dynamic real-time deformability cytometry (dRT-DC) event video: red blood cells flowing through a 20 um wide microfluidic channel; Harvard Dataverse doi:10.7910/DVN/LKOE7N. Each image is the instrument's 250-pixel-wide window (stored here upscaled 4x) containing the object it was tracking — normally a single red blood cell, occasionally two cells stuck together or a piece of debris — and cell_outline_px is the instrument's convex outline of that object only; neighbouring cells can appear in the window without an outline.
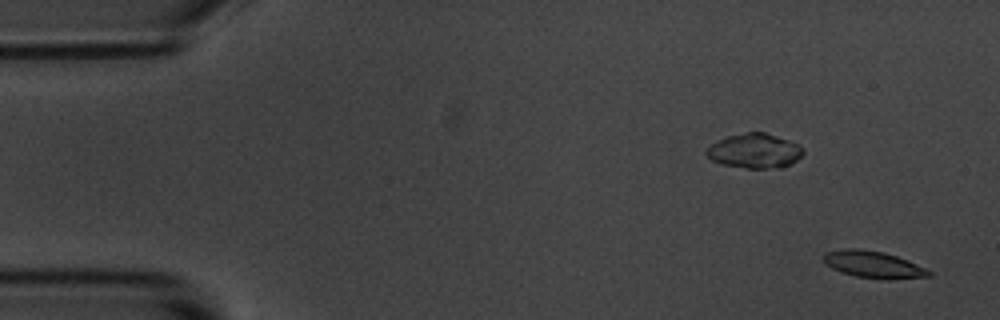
{"species": "common noctule bat (a hibernating species)", "species_latin": "Nyctalus noctula", "temperature_condition": "room temperature", "stored_images_in_passage": 10, "camera_frame_rate_fps": 3000, "um_per_image_px": 0.085, "animal": {"sex": "male", "body_mass_g": 20.1, "forearm_length_mm": 53.5}, "frame": {"image": 1, "passage_image": 1, "time_ms": 0.0, "image_size_px": [1000, 320], "cell_outline_px": [[932, 276], [856, 276], [840, 272], [824, 264], [820, 256], [824, 252], [844, 248], [860, 248], [884, 252], [896, 256], [916, 264], [932, 272]], "centroid_in_image_um": [74.04, 22.4], "position_along_channel_um": 11.0, "area_um2": 15.66}}
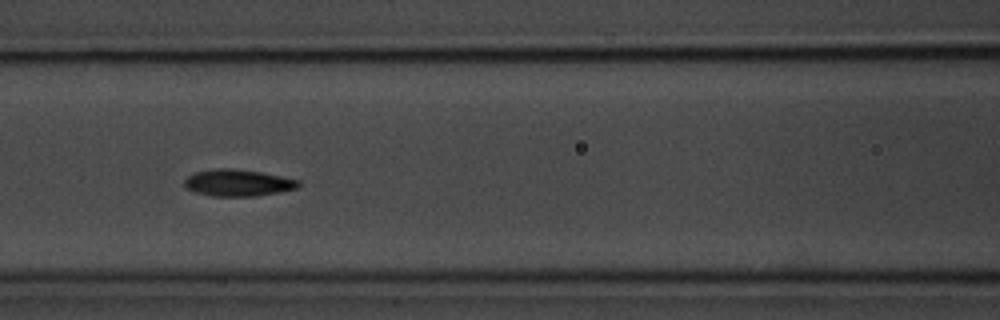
{"frame": {"image": 2, "passage_image": 7, "time_ms": 7.0, "image_size_px": [1000, 320], "cell_outline_px": [[300, 184], [296, 188], [280, 192], [256, 196], [212, 196], [196, 192], [188, 188], [184, 184], [184, 180], [188, 176], [196, 172], [216, 168], [228, 168], [260, 172], [300, 180]], "centroid_in_image_um": [20.23, 15.54], "position_along_channel_um": 146.4, "area_um2": 17.57}}